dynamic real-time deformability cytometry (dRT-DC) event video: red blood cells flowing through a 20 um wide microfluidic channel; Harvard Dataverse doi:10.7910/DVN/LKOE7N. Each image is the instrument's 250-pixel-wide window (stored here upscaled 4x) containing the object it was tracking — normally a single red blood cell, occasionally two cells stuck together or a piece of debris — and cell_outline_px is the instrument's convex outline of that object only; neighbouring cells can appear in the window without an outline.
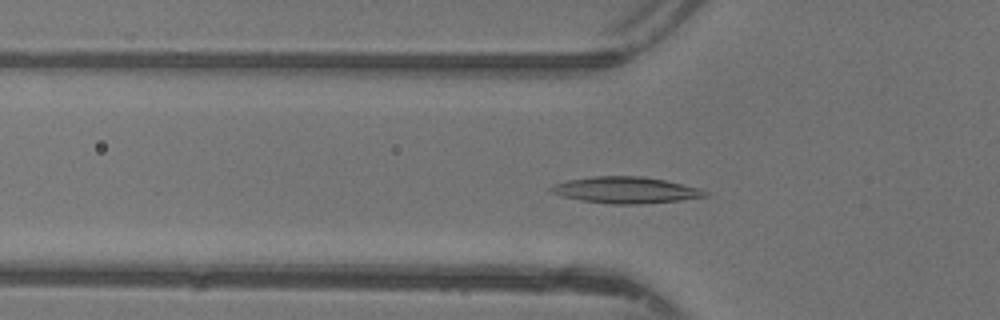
{"species": "common noctule bat (a hibernating species)", "species_latin": "Nyctalus noctula", "temperature_condition": "warm", "stored_images_in_passage": 45, "camera_frame_rate_fps": 3000, "um_per_image_px": 0.085, "animal": {"sex": "female"}, "frame": {"image": 1, "passage_image": 14, "time_ms": 4.333, "image_size_px": [1000, 320], "cell_outline_px": [[712, 196], [680, 200], [640, 204], [612, 204], [584, 200], [564, 196], [552, 192], [548, 188], [552, 184], [568, 180], [592, 176], [644, 176], [664, 180], [700, 188], [708, 192]], "centroid_in_image_um": [53.23, 16.15], "position_along_channel_um": 72.6, "area_um2": 23.64}}
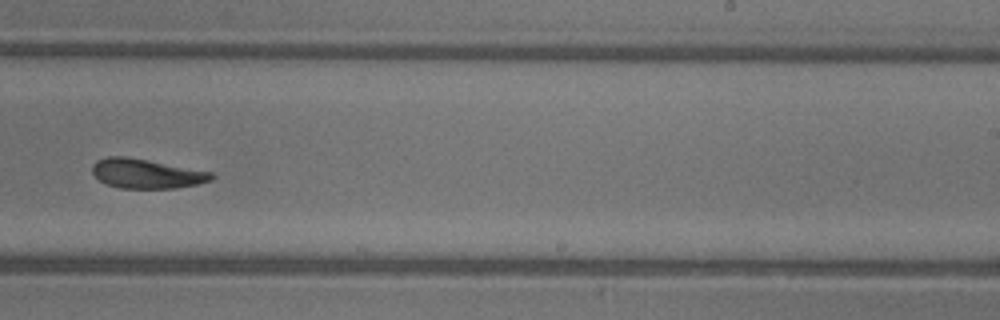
{"frame": {"image": 2, "passage_image": 28, "time_ms": 9.0, "image_size_px": [1000, 320], "cell_outline_px": [[216, 176], [212, 180], [196, 184], [176, 188], [120, 188], [104, 184], [92, 172], [92, 164], [96, 160], [108, 156], [124, 156], [148, 160], [212, 172]], "centroid_in_image_um": [12.43, 14.76], "position_along_channel_um": 276.6, "area_um2": 20.46}}
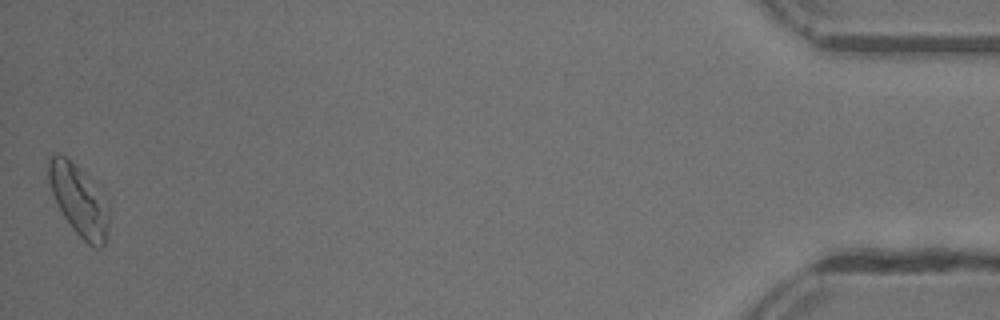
{"frame": {"image": 3, "passage_image": 45, "time_ms": 14.667, "image_size_px": [1000, 320], "cell_outline_px": [[108, 224], [104, 244], [100, 248], [96, 248], [88, 244], [72, 228], [64, 216], [52, 192], [48, 180], [48, 156], [56, 152], [64, 156], [76, 164], [88, 176], [108, 220]], "centroid_in_image_um": [6.59, 16.98], "position_along_channel_um": 428.6, "area_um2": 23.41}, "authors_computed_cell_mechanics": {"area_um2": 21.5016, "velocity_mm_per_s": 4.366, "shape_relaxation_time_tau1_ms": 7.3204, "shape_relaxation_time_tau2_ms": 4.8062, "deformation_change_tau1": 0.2225, "deformation_change_tau2": 0.1288}}